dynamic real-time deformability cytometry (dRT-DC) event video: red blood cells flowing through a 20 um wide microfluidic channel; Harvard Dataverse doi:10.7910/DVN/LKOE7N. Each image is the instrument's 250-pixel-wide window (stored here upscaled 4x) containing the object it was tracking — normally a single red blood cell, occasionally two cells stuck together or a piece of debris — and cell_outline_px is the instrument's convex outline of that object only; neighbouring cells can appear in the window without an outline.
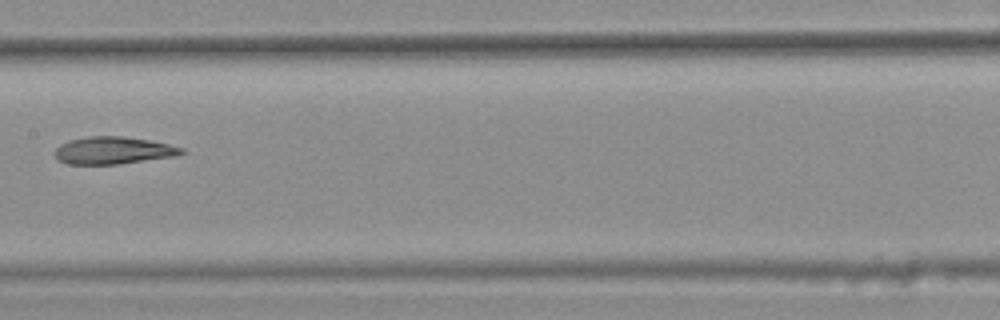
{"species": "common noctule bat (a hibernating species)", "species_latin": "Nyctalus noctula", "temperature_condition": "warm", "stored_images_in_passage": 10, "camera_frame_rate_fps": 3000, "um_per_image_px": 0.085, "animal": {"sex": "female", "body_mass_g": 25.1}, "frame": {"image": 1, "passage_image": 9, "time_ms": 2.667, "image_size_px": [1000, 320], "cell_outline_px": [[188, 152], [176, 156], [116, 164], [68, 164], [60, 160], [52, 152], [60, 144], [68, 140], [88, 136], [120, 136], [148, 140], [168, 144], [184, 148]], "centroid_in_image_um": [9.63, 12.78], "position_along_channel_um": 197.8, "area_um2": 20.17}}
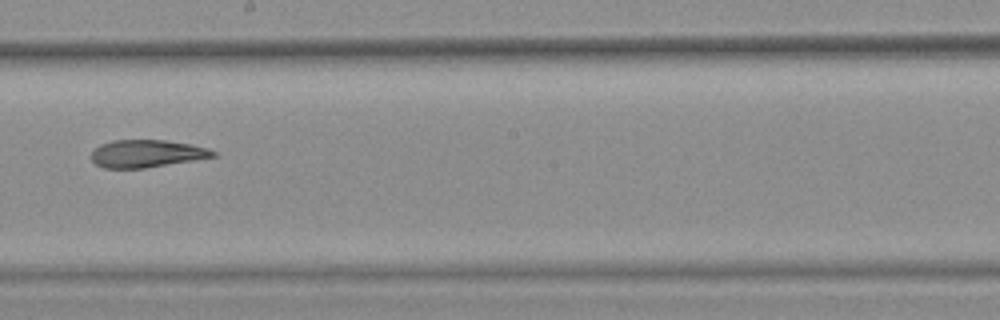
{"frame": {"image": 2, "passage_image": 10, "time_ms": 3.0, "image_size_px": [1000, 320], "cell_outline_px": [[216, 156], [144, 168], [104, 168], [96, 164], [92, 160], [92, 152], [100, 144], [112, 140], [164, 140], [192, 144], [208, 148], [216, 152]], "centroid_in_image_um": [12.46, 13.05], "position_along_channel_um": 235.7, "area_um2": 19.36}}